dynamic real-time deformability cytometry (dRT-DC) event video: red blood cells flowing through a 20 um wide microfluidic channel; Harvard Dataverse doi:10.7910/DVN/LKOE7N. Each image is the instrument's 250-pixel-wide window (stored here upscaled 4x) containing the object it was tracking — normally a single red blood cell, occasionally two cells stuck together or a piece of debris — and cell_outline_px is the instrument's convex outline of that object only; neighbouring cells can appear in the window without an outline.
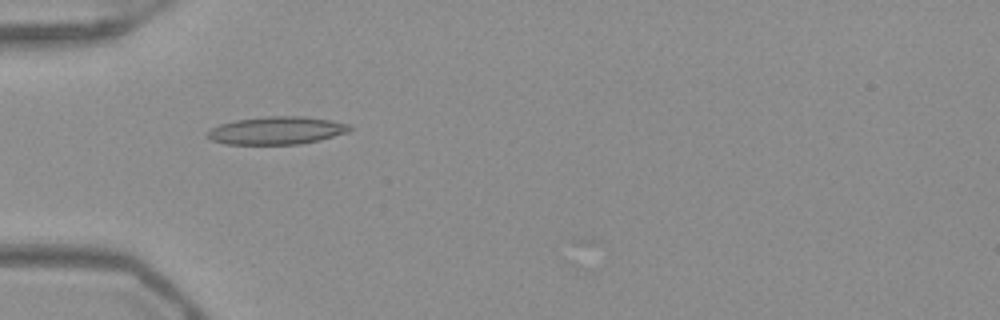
{"species": "Egyptian fruit bat (a non-hibernating species)", "species_latin": "Rousettus aegyptiacus", "temperature_condition": "warm", "stored_images_in_passage": 36, "camera_frame_rate_fps": 3000, "um_per_image_px": 0.085, "frame": {"image": 1, "passage_image": 1, "time_ms": 0.0, "image_size_px": [1000, 320], "cell_outline_px": [[356, 128], [348, 132], [320, 140], [300, 144], [224, 144], [212, 140], [204, 136], [212, 128], [220, 124], [236, 120], [268, 116], [304, 116], [328, 120], [348, 124]], "centroid_in_image_um": [23.53, 11.09], "position_along_channel_um": 61.5, "area_um2": 23.06}}
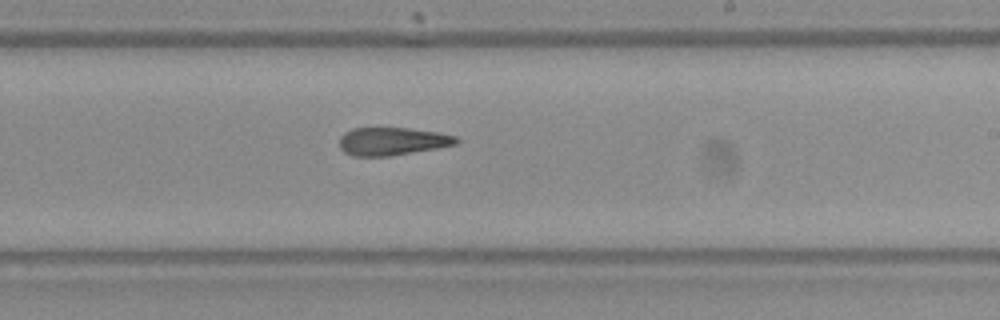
{"frame": {"image": 2, "passage_image": 16, "time_ms": 5.0, "image_size_px": [1000, 320], "cell_outline_px": [[460, 140], [456, 144], [436, 148], [388, 156], [352, 156], [344, 152], [340, 148], [340, 136], [344, 132], [352, 128], [408, 128], [440, 132], [456, 136]], "centroid_in_image_um": [33.33, 12.0], "position_along_channel_um": 255.7, "area_um2": 19.02}}
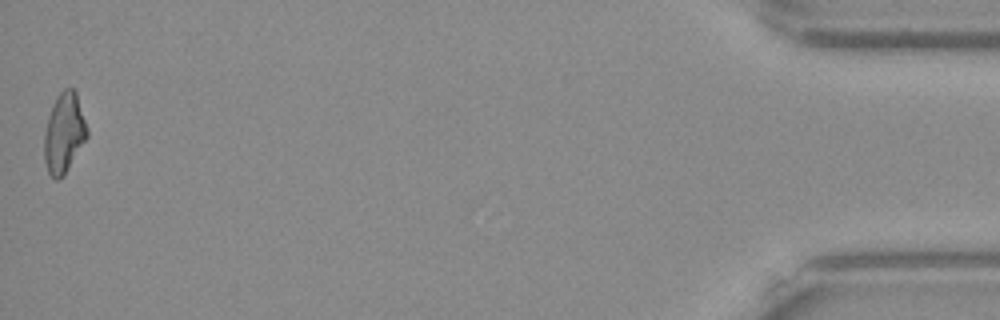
{"frame": {"image": 3, "passage_image": 36, "time_ms": 11.667, "image_size_px": [1000, 320], "cell_outline_px": [[88, 136], [64, 176], [60, 180], [56, 180], [48, 172], [44, 160], [44, 132], [48, 116], [52, 104], [56, 96], [64, 88], [72, 88], [76, 92], [88, 128]], "centroid_in_image_um": [5.44, 11.31], "position_along_channel_um": 429.8, "area_um2": 20.17}, "authors_computed_cell_mechanics": {"area_um2": 19.6231, "velocity_mm_per_s": 3.9481, "shape_relaxation_time_tau1_ms": null, "shape_relaxation_time_tau2_ms": 6.9433, "deformation_change_tau1": null, "deformation_change_tau2": 0.1984}}